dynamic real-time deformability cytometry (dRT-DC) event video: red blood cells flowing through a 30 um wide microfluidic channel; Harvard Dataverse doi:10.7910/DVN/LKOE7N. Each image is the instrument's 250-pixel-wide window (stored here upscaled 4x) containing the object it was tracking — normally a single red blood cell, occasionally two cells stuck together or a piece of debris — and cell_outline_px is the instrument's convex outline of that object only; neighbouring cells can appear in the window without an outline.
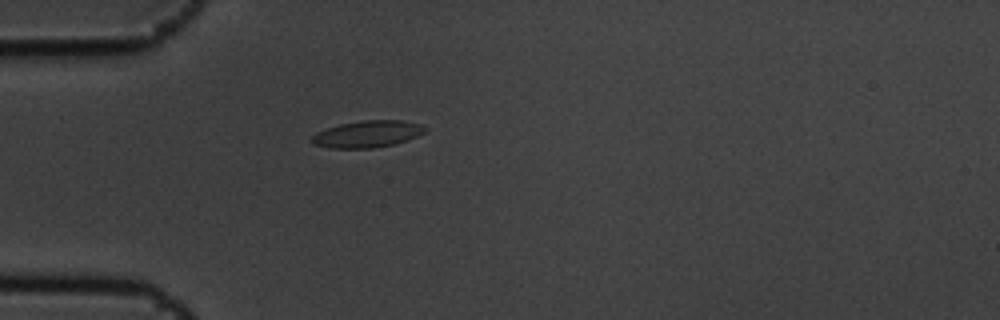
{"species": "common noctule bat (a hibernating species)", "species_latin": "Nyctalus noctula", "temperature_condition": "cold", "stored_images_in_passage": 3, "camera_frame_rate_fps": 3000, "um_per_image_px": 0.085, "animal": {"sex": "male", "body_mass_g": 19.5, "forearm_length_mm": 54.6}, "frame": {"image": 1, "passage_image": 3, "time_ms": 0.667, "image_size_px": [1000, 320], "cell_outline_px": [[428, 128], [424, 132], [408, 140], [392, 144], [372, 148], [332, 148], [312, 144], [312, 136], [316, 132], [340, 124], [364, 120], [404, 120], [420, 124]], "centroid_in_image_um": [31.24, 11.39], "position_along_channel_um": 53.8, "area_um2": 17.57}}